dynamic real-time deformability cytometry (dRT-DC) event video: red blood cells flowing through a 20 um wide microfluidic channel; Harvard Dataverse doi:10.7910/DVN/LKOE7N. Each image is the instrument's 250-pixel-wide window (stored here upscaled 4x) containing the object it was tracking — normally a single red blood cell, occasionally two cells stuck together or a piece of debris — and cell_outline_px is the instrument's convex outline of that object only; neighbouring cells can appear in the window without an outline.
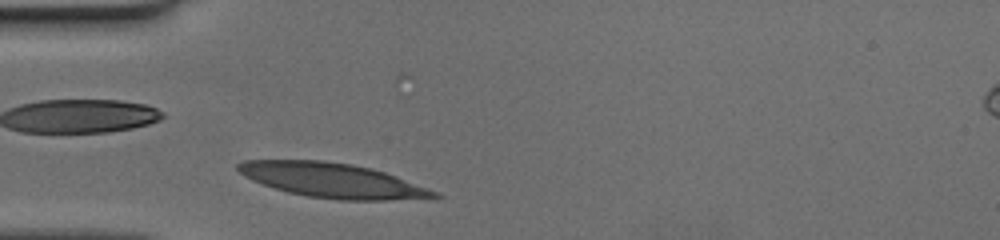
{"species": "human", "species_latin": "Homo sapiens", "temperature_condition": "cold", "stored_images_in_passage": 27, "camera_frame_rate_fps": 3000, "um_per_image_px": 0.085, "donor": {"sex": "female"}, "frame": {"image": 1, "passage_image": 1, "time_ms": 0.0, "image_size_px": [1000, 240], "cell_outline_px": [[444, 196], [436, 200], [340, 200], [308, 196], [288, 192], [252, 180], [244, 176], [236, 168], [236, 164], [240, 160], [324, 160], [352, 164], [372, 168], [396, 176], [436, 192]], "centroid_in_image_um": [28.32, 15.34], "position_along_channel_um": 56.7, "area_um2": 39.82}}
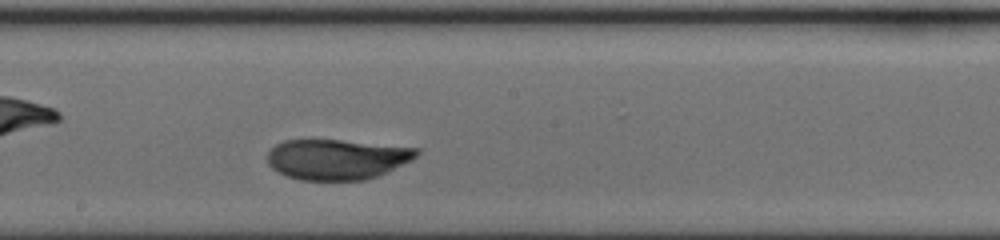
{"frame": {"image": 2, "passage_image": 14, "time_ms": 4.333, "image_size_px": [1000, 240], "cell_outline_px": [[420, 152], [412, 160], [376, 176], [364, 180], [300, 180], [284, 176], [276, 172], [268, 164], [268, 152], [276, 144], [284, 140], [340, 140], [420, 148]], "centroid_in_image_um": [28.61, 13.54], "position_along_channel_um": 219.6, "area_um2": 35.08}}
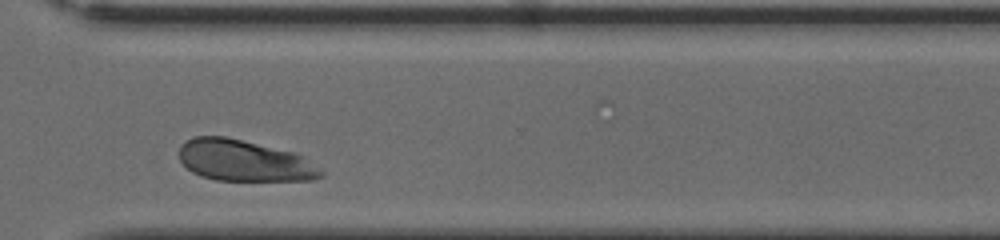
{"frame": {"image": 3, "passage_image": 24, "time_ms": 7.667, "image_size_px": [1000, 240], "cell_outline_px": [[324, 176], [316, 180], [216, 180], [200, 176], [192, 172], [180, 160], [180, 144], [192, 136], [228, 136], [292, 152], [300, 156], [324, 172]], "centroid_in_image_um": [20.71, 13.65], "position_along_channel_um": 349.9, "area_um2": 33.93}}